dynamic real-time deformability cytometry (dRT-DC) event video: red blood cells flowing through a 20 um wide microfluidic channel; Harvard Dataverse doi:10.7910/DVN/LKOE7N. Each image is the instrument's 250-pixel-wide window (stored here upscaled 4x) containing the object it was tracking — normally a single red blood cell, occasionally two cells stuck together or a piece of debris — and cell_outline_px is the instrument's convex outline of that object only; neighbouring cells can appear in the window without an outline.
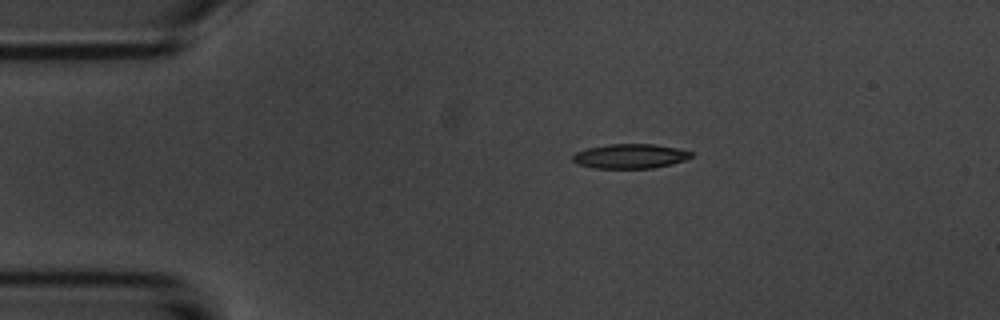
{"species": "common noctule bat (a hibernating species)", "species_latin": "Nyctalus noctula", "temperature_condition": "room temperature", "stored_images_in_passage": 2, "camera_frame_rate_fps": 3000, "um_per_image_px": 0.085, "animal": {"sex": "male", "body_mass_g": 20.1, "forearm_length_mm": 53.5}, "frame": {"image": 1, "passage_image": 1, "time_ms": 0.0, "image_size_px": [1000, 320], "cell_outline_px": [[692, 156], [684, 160], [672, 164], [652, 168], [592, 168], [576, 164], [572, 160], [572, 156], [576, 152], [588, 148], [608, 144], [656, 144], [676, 148], [692, 152]], "centroid_in_image_um": [53.53, 13.28], "position_along_channel_um": 31.5, "area_um2": 16.94}}